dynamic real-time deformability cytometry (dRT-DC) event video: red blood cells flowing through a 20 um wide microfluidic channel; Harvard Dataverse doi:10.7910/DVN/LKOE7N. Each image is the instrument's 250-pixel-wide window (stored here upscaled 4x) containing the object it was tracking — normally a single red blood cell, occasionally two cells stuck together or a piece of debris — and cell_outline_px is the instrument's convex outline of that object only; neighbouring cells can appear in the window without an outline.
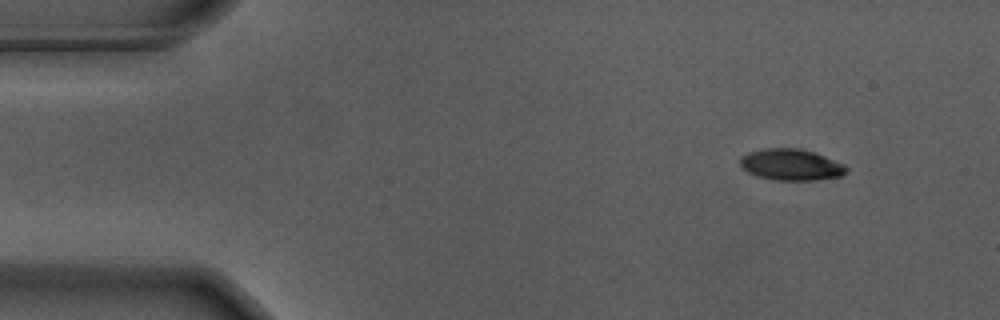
{"species": "Egyptian fruit bat (a non-hibernating species)", "species_latin": "Rousettus aegyptiacus", "temperature_condition": "warm", "stored_images_in_passage": 51, "camera_frame_rate_fps": 3000, "um_per_image_px": 0.085, "animal": {"sex": "male"}, "frame": {"image": 1, "passage_image": 1, "time_ms": 0.0, "image_size_px": [1000, 320], "cell_outline_px": [[848, 168], [840, 176], [816, 180], [772, 180], [756, 176], [740, 168], [740, 156], [748, 152], [764, 148], [800, 148], [824, 156], [844, 164]], "centroid_in_image_um": [67.18, 14.0], "position_along_channel_um": 17.8, "area_um2": 19.48}}
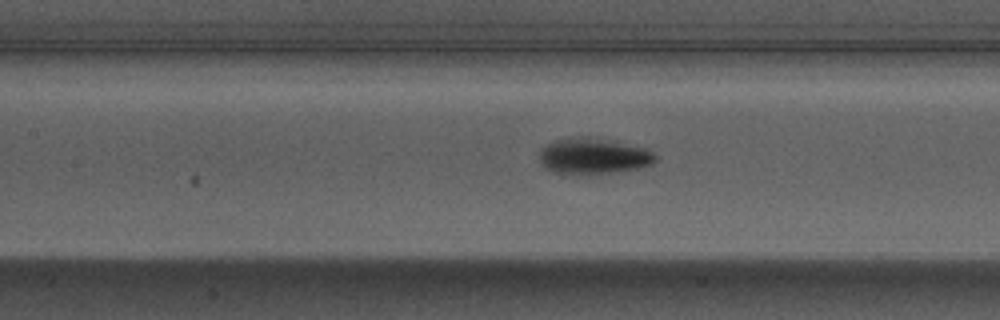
{"frame": {"image": 2, "passage_image": 20, "time_ms": 6.333, "image_size_px": [1000, 320], "cell_outline_px": [[656, 160], [640, 168], [608, 172], [552, 172], [544, 168], [540, 164], [540, 148], [544, 144], [568, 136], [584, 136], [648, 148], [656, 156]], "centroid_in_image_um": [50.37, 13.22], "position_along_channel_um": 157.0, "area_um2": 23.81}}
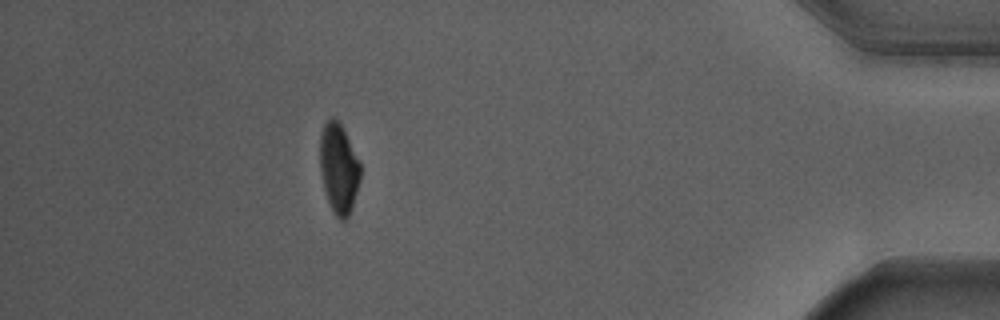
{"frame": {"image": 3, "passage_image": 45, "time_ms": 14.667, "image_size_px": [1000, 320], "cell_outline_px": [[360, 180], [348, 216], [344, 220], [340, 220], [336, 216], [328, 200], [324, 188], [320, 172], [320, 136], [324, 124], [332, 116], [344, 128], [360, 160]], "centroid_in_image_um": [28.8, 14.26], "position_along_channel_um": 406.4, "area_um2": 21.04}, "authors_computed_cell_mechanics": {"area_um2": 21.8484, "velocity_mm_per_s": 3.6734, "shape_relaxation_time_tau1_ms": 2.2344, "shape_relaxation_time_tau2_ms": 2.2708, "deformation_change_tau1": 0.1519, "deformation_change_tau2": 0.0471}}